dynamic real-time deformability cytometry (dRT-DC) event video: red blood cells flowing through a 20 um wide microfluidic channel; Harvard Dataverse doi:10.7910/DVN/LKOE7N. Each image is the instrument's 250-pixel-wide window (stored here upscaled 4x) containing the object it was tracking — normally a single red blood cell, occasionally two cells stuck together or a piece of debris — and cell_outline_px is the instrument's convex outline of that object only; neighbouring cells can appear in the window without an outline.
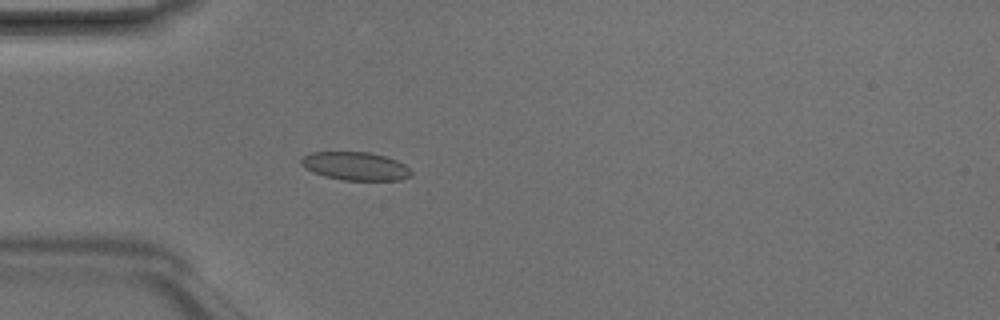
{"species": "Egyptian fruit bat (a non-hibernating species)", "species_latin": "Rousettus aegyptiacus", "temperature_condition": "room temperature", "stored_images_in_passage": 4, "camera_frame_rate_fps": 3000, "um_per_image_px": 0.085, "animal": {"sex": "male"}, "frame": {"image": 1, "passage_image": 4, "time_ms": 1.0, "image_size_px": [1000, 320], "cell_outline_px": [[412, 176], [400, 180], [344, 180], [324, 176], [300, 164], [300, 160], [304, 156], [312, 152], [368, 152], [384, 156], [396, 160], [404, 164], [412, 172]], "centroid_in_image_um": [30.24, 14.12], "position_along_channel_um": 54.8, "area_um2": 17.92}}